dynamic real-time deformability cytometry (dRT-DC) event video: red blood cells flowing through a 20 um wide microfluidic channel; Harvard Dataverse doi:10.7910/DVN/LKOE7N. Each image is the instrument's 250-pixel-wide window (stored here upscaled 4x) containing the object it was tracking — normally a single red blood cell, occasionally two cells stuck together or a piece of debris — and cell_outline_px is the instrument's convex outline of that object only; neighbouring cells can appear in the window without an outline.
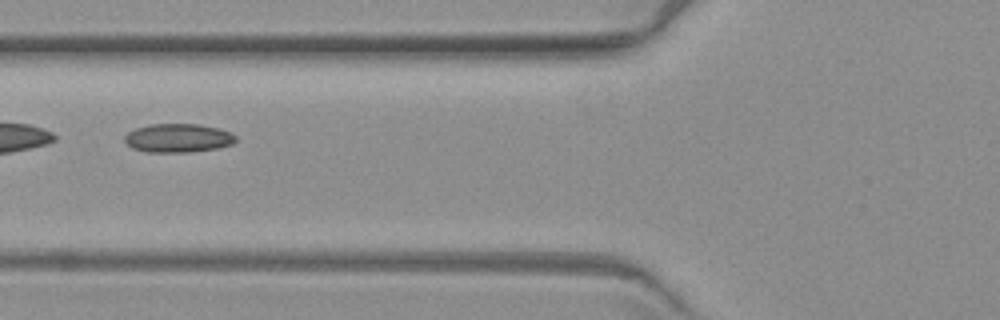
{"species": "common noctule bat (a hibernating species)", "species_latin": "Nyctalus noctula", "temperature_condition": "warm", "stored_images_in_passage": 15, "camera_frame_rate_fps": 3000, "um_per_image_px": 0.085, "animal": {"sex": "female", "body_mass_g": 19.3, "forearm_length_mm": 54.1}, "frame": {"image": 1, "passage_image": 7, "time_ms": 8.667, "image_size_px": [1000, 320], "cell_outline_px": [[236, 140], [232, 144], [216, 148], [188, 152], [148, 152], [132, 148], [124, 140], [124, 136], [128, 132], [136, 128], [148, 124], [200, 124], [220, 128], [232, 132], [236, 136]], "centroid_in_image_um": [15.15, 11.72], "position_along_channel_um": 110.7, "area_um2": 18.67}}
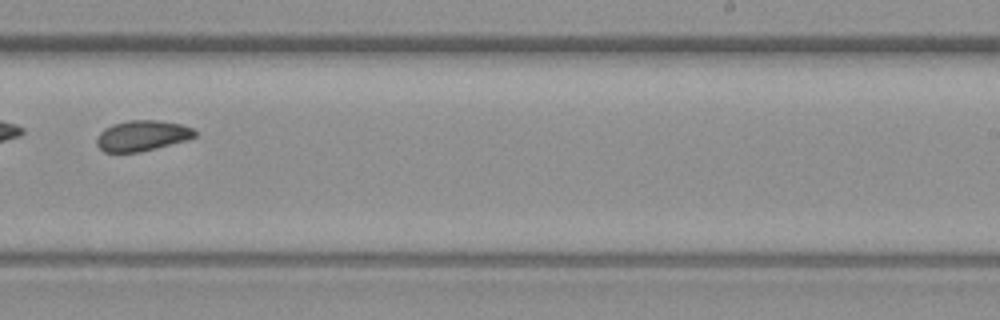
{"frame": {"image": 2, "passage_image": 11, "time_ms": 13.333, "image_size_px": [1000, 320], "cell_outline_px": [[196, 136], [188, 140], [140, 152], [104, 152], [96, 144], [96, 140], [100, 132], [104, 128], [112, 124], [128, 120], [160, 120], [180, 124], [192, 128], [196, 132]], "centroid_in_image_um": [12.08, 11.53], "position_along_channel_um": 276.9, "area_um2": 17.57}}
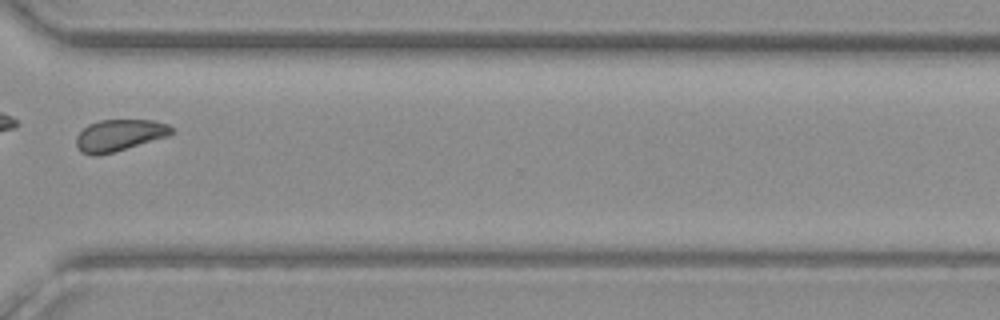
{"frame": {"image": 3, "passage_image": 13, "time_ms": 15.667, "image_size_px": [1000, 320], "cell_outline_px": [[176, 132], [168, 136], [112, 152], [96, 156], [92, 156], [80, 152], [76, 144], [76, 136], [88, 124], [100, 120], [152, 120], [168, 124], [176, 128]], "centroid_in_image_um": [10.16, 11.49], "position_along_channel_um": 360.4, "area_um2": 17.63}}